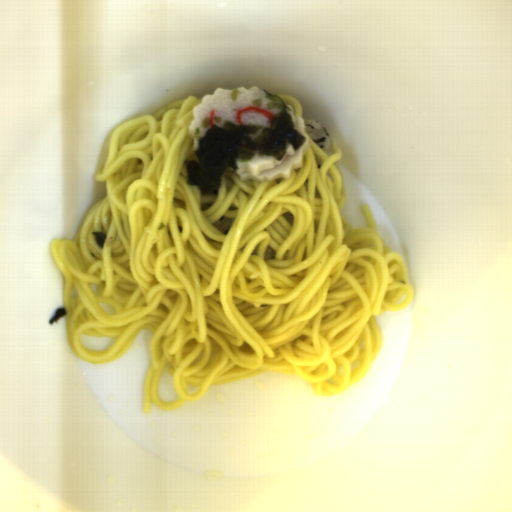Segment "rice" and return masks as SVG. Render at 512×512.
I'll return each mask as SVG.
<instances>
[{
    "label": "rice",
    "mask_w": 512,
    "mask_h": 512,
    "mask_svg": "<svg viewBox=\"0 0 512 512\" xmlns=\"http://www.w3.org/2000/svg\"><path fill=\"white\" fill-rule=\"evenodd\" d=\"M303 119L305 123V135L310 136L328 156L332 155L334 153V142L326 126L310 117Z\"/></svg>",
    "instance_id": "1"
}]
</instances>
